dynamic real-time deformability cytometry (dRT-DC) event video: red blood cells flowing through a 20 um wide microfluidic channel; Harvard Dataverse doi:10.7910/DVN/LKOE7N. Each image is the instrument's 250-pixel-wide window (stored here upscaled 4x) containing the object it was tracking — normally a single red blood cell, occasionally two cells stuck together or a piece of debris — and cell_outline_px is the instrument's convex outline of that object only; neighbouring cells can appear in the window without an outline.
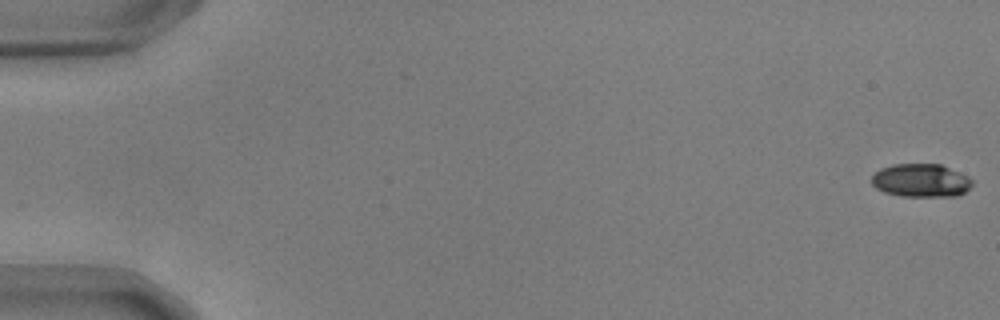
{"species": "common noctule bat (a hibernating species)", "species_latin": "Nyctalus noctula", "temperature_condition": "warm", "stored_images_in_passage": 55, "camera_frame_rate_fps": 3000, "um_per_image_px": 0.085, "animal": {"sex": "male", "body_mass_g": 17.9, "forearm_length_mm": 54.2}, "frame": {"image": 1, "passage_image": 1, "time_ms": 0.0, "image_size_px": [1000, 320], "cell_outline_px": [[972, 184], [964, 192], [956, 196], [900, 196], [884, 192], [876, 188], [872, 184], [872, 176], [880, 168], [892, 164], [940, 164], [968, 176], [972, 180]], "centroid_in_image_um": [78.26, 15.34], "position_along_channel_um": 6.7, "area_um2": 19.42}}
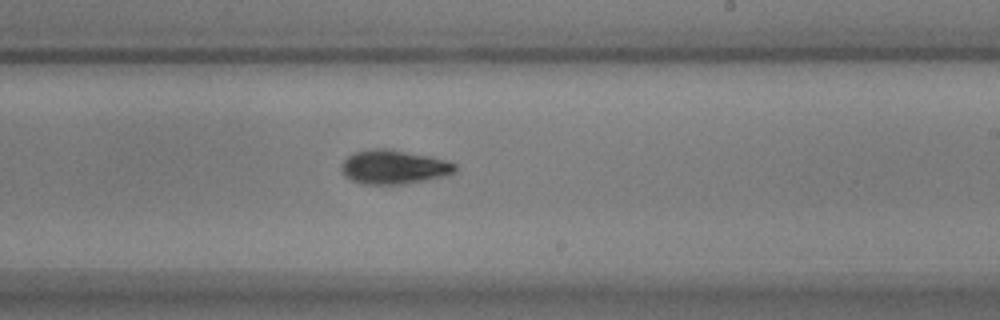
{"frame": {"image": 2, "passage_image": 34, "time_ms": 11.0, "image_size_px": [1000, 320], "cell_outline_px": [[456, 172], [448, 176], [404, 184], [360, 184], [344, 176], [340, 168], [340, 164], [352, 152], [372, 148], [384, 148], [432, 156], [456, 164]], "centroid_in_image_um": [33.46, 14.2], "position_along_channel_um": 255.5, "area_um2": 22.89}}
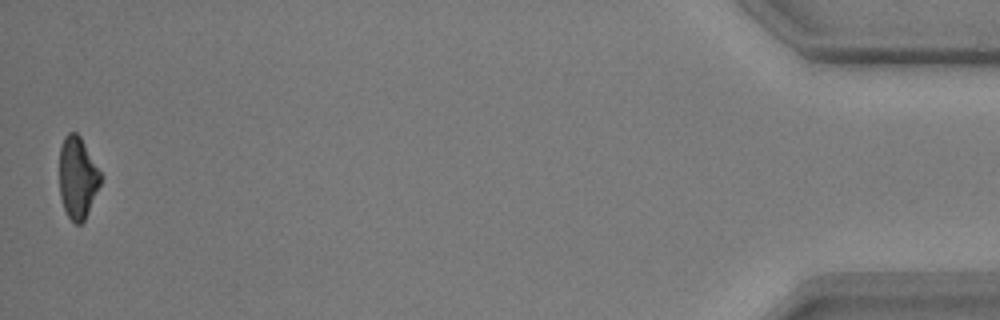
{"frame": {"image": 3, "passage_image": 55, "time_ms": 18.0, "image_size_px": [1000, 320], "cell_outline_px": [[104, 176], [84, 220], [80, 224], [76, 224], [68, 216], [64, 208], [60, 196], [60, 148], [64, 136], [68, 132], [76, 132], [80, 136]], "centroid_in_image_um": [6.61, 15.07], "position_along_channel_um": 428.6, "area_um2": 19.65}, "authors_computed_cell_mechanics": {"area_um2": 21.1548, "velocity_mm_per_s": 3.7002, "shape_relaxation_time_tau1_ms": 2.7127, "shape_relaxation_time_tau2_ms": 6.9491, "deformation_change_tau1": 0.1216, "deformation_change_tau2": 0.1441}}